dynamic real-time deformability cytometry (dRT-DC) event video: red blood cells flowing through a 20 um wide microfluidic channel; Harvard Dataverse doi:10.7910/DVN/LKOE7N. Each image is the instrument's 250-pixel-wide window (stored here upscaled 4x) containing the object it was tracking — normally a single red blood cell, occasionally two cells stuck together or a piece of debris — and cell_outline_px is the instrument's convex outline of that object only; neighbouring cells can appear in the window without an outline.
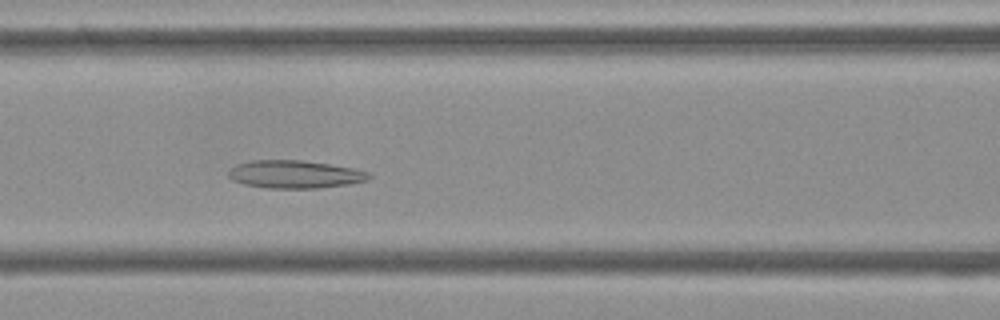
{"species": "Egyptian fruit bat (a non-hibernating species)", "species_latin": "Rousettus aegyptiacus", "temperature_condition": "cold", "stored_images_in_passage": 53, "camera_frame_rate_fps": 3000, "um_per_image_px": 0.085, "frame": {"image": 1, "passage_image": 22, "time_ms": 7.0, "image_size_px": [1000, 320], "cell_outline_px": [[372, 176], [368, 180], [348, 184], [316, 188], [268, 188], [244, 184], [232, 180], [228, 176], [228, 168], [236, 164], [252, 160], [300, 160], [328, 164], [352, 168], [368, 172]], "centroid_in_image_um": [25.01, 14.81], "position_along_channel_um": 141.6, "area_um2": 22.77}}
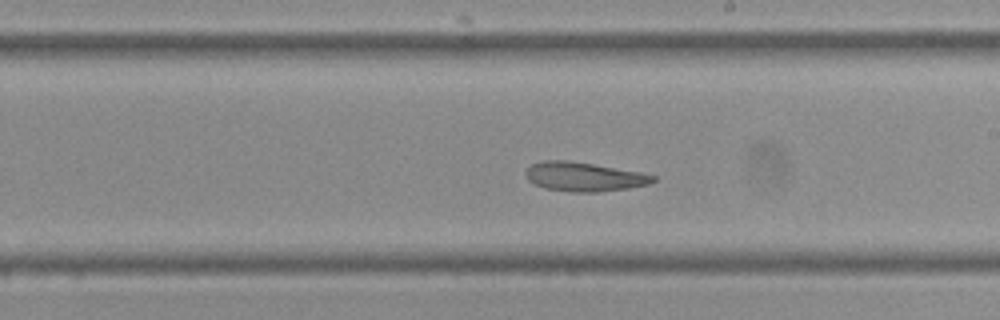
{"frame": {"image": 2, "passage_image": 30, "time_ms": 9.667, "image_size_px": [1000, 320], "cell_outline_px": [[656, 180], [648, 184], [628, 188], [596, 192], [572, 192], [544, 188], [528, 180], [524, 172], [532, 164], [544, 160], [568, 160], [640, 172], [656, 176]], "centroid_in_image_um": [49.62, 15.02], "position_along_channel_um": 239.4, "area_um2": 21.44}}
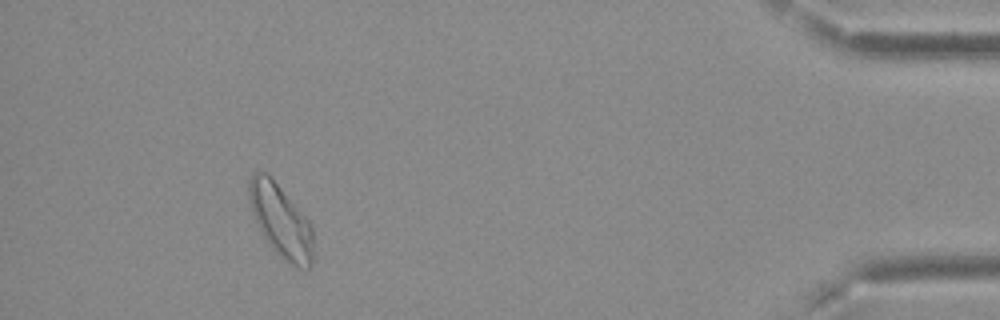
{"frame": {"image": 3, "passage_image": 49, "time_ms": 16.0, "image_size_px": [1000, 320], "cell_outline_px": [[312, 264], [308, 268], [296, 268], [280, 256], [272, 248], [264, 236], [252, 212], [248, 200], [248, 180], [252, 172], [264, 172], [280, 188], [308, 220], [312, 228]], "centroid_in_image_um": [23.85, 18.78], "position_along_channel_um": 411.4, "area_um2": 26.59}, "authors_computed_cell_mechanics": {"area_um2": 24.565, "velocity_mm_per_s": 3.6761, "shape_relaxation_time_tau1_ms": null, "shape_relaxation_time_tau2_ms": 5.1622, "deformation_change_tau1": null, "deformation_change_tau2": 0.1363}}